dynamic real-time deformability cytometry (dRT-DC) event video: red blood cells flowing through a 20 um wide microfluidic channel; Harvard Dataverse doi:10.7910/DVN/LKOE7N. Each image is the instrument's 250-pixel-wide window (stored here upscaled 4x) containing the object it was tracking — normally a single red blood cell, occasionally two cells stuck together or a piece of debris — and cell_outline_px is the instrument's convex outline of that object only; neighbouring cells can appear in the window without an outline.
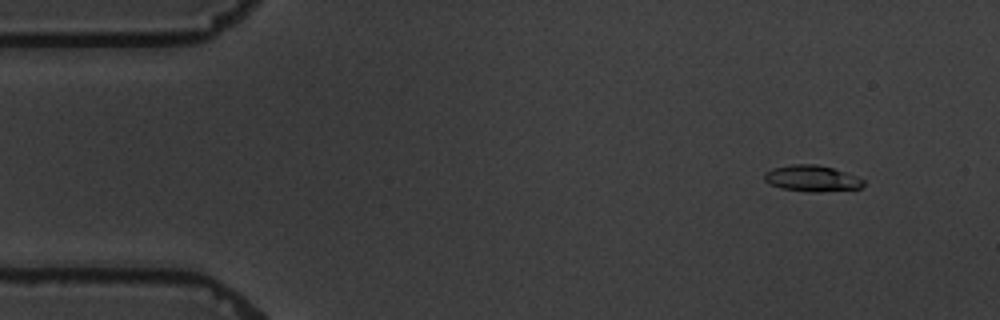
{"species": "common noctule bat (a hibernating species)", "species_latin": "Nyctalus noctula", "temperature_condition": "warm", "stored_images_in_passage": 4, "camera_frame_rate_fps": 3000, "um_per_image_px": 0.085, "animal": {"sex": "male", "body_mass_g": 19.5, "forearm_length_mm": 54.6}, "frame": {"image": 1, "passage_image": 1, "time_ms": 0.0, "image_size_px": [1000, 320], "cell_outline_px": [[864, 184], [860, 188], [816, 192], [812, 192], [780, 188], [764, 180], [764, 172], [772, 168], [792, 164], [816, 164], [832, 168], [856, 176], [864, 180]], "centroid_in_image_um": [68.99, 15.16], "position_along_channel_um": 16.0, "area_um2": 14.97}}
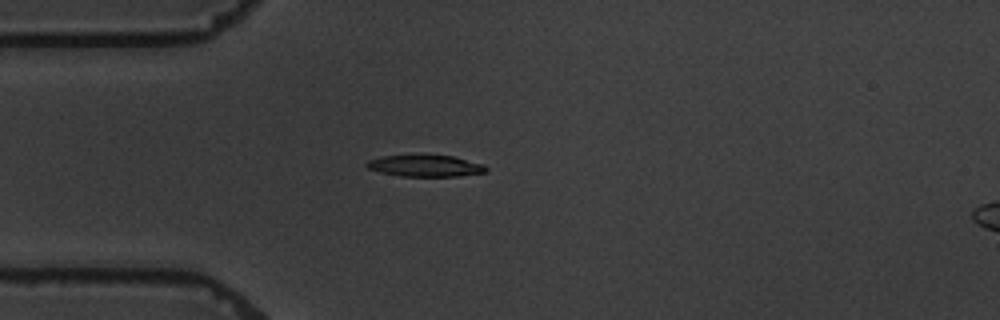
{"frame": {"image": 2, "passage_image": 3, "time_ms": 3.333, "image_size_px": [1000, 320], "cell_outline_px": [[488, 172], [456, 176], [400, 176], [380, 172], [368, 168], [364, 164], [368, 160], [384, 156], [424, 152], [452, 156], [484, 164], [488, 168]], "centroid_in_image_um": [36.15, 14.05], "position_along_channel_um": 48.9, "area_um2": 15.72}}